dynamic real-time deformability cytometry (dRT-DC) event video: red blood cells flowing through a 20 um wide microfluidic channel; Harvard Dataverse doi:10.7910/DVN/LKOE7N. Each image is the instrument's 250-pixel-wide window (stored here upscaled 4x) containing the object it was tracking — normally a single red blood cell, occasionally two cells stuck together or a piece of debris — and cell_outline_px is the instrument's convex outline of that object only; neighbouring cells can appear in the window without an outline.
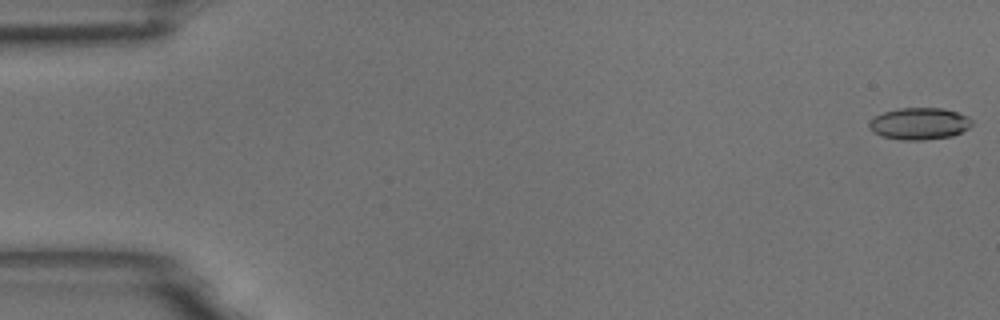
{"species": "common noctule bat (a hibernating species)", "species_latin": "Nyctalus noctula", "temperature_condition": "room temperature", "stored_images_in_passage": 57, "camera_frame_rate_fps": 3000, "um_per_image_px": 0.085, "animal": {"sex": "male", "body_mass_g": 18.8}, "frame": {"image": 1, "passage_image": 1, "time_ms": 0.0, "image_size_px": [1000, 320], "cell_outline_px": [[972, 124], [968, 128], [952, 136], [924, 140], [900, 140], [884, 136], [872, 132], [868, 124], [876, 116], [884, 112], [900, 108], [944, 108], [968, 116], [972, 120]], "centroid_in_image_um": [78.16, 10.51], "position_along_channel_um": 6.8, "area_um2": 18.96}}
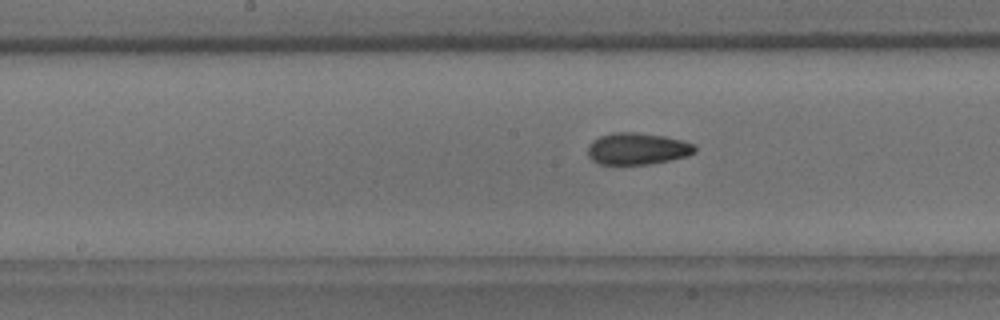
{"frame": {"image": 2, "passage_image": 29, "time_ms": 9.333, "image_size_px": [1000, 320], "cell_outline_px": [[696, 152], [688, 156], [648, 164], [600, 164], [592, 160], [588, 156], [588, 144], [592, 140], [600, 136], [612, 132], [636, 132], [664, 136], [684, 140], [696, 144]], "centroid_in_image_um": [54.19, 12.63], "position_along_channel_um": 194.0, "area_um2": 20.0}}
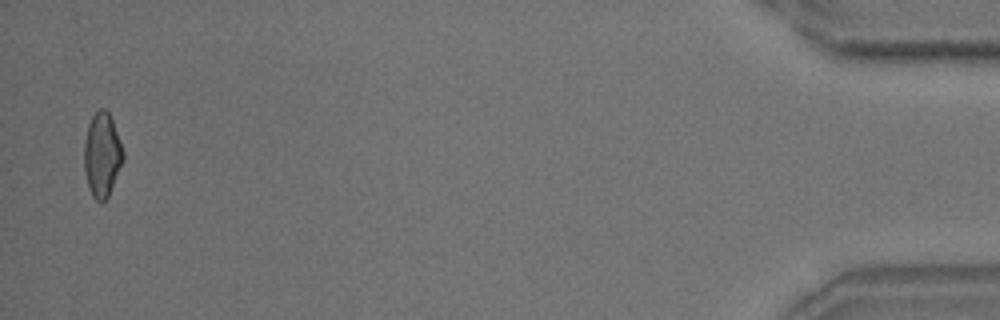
{"frame": {"image": 3, "passage_image": 56, "time_ms": 18.333, "image_size_px": [1000, 320], "cell_outline_px": [[124, 160], [108, 196], [100, 204], [92, 196], [88, 188], [84, 168], [84, 140], [88, 124], [92, 116], [100, 108], [104, 108], [108, 112], [112, 120], [124, 152]], "centroid_in_image_um": [8.66, 13.18], "position_along_channel_um": 426.5, "area_um2": 19.19}, "authors_computed_cell_mechanics": {"area_um2": 19.3052, "velocity_mm_per_s": 3.5652, "shape_relaxation_time_tau1_ms": 9.9224, "shape_relaxation_time_tau2_ms": 3.0178, "deformation_change_tau1": 0.1754, "deformation_change_tau2": 0.0936}}